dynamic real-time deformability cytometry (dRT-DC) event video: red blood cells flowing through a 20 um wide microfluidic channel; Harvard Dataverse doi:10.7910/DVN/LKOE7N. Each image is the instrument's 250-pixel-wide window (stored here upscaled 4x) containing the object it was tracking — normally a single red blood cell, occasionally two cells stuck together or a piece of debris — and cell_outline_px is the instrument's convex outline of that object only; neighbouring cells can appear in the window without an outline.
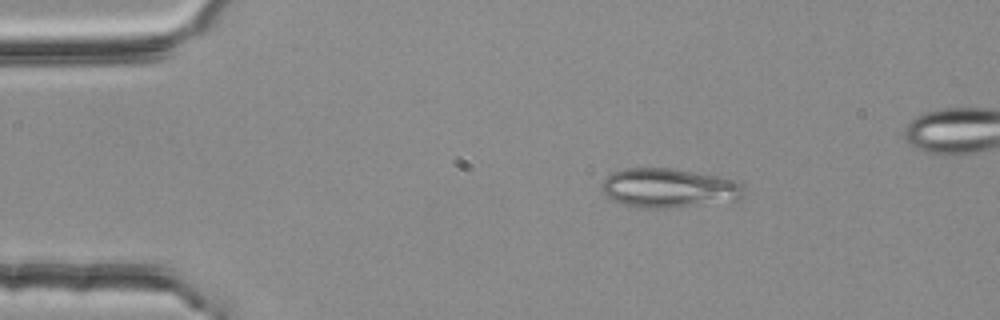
{"species": "common noctule bat (a hibernating species)", "species_latin": "Nyctalus noctula", "temperature_condition": "room temperature", "stored_images_in_passage": 47, "segment_of_instrument_passage": [1, 3], "camera_frame_rate_fps": 3000, "um_per_image_px": 0.085, "animal": {"sex": "female", "body_mass_g": 25.1}, "frame": {"image": 1, "passage_image": 1, "time_ms": 0.0, "image_size_px": [1000, 320], "cell_outline_px": [[744, 196], [740, 200], [680, 208], [636, 208], [612, 200], [604, 196], [600, 188], [600, 184], [612, 172], [624, 168], [672, 168], [724, 176], [744, 188]], "centroid_in_image_um": [56.84, 16.0], "position_along_channel_um": 28.2, "area_um2": 33.29}}